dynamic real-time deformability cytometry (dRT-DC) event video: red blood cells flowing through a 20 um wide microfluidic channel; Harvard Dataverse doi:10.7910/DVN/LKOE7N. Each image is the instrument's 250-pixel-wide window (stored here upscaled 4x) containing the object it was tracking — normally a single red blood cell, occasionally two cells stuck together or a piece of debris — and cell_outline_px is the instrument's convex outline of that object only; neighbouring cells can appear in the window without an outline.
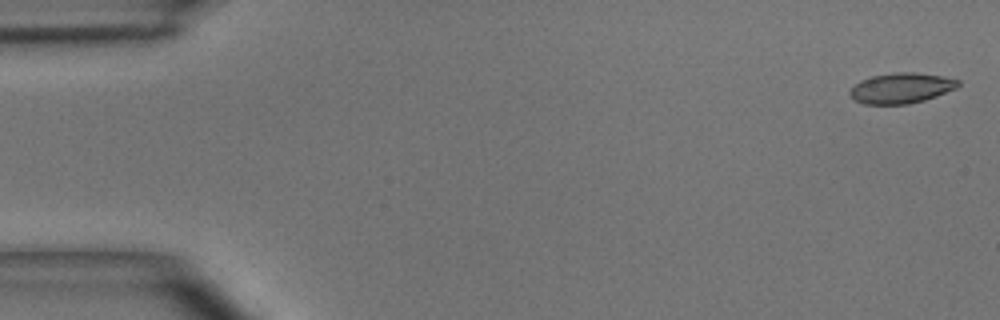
{"species": "common noctule bat (a hibernating species)", "species_latin": "Nyctalus noctula", "temperature_condition": "room temperature", "stored_images_in_passage": 49, "camera_frame_rate_fps": 3000, "um_per_image_px": 0.085, "animal": {"sex": "male", "body_mass_g": 15.6}, "frame": {"image": 1, "passage_image": 1, "time_ms": 0.0, "image_size_px": [1000, 320], "cell_outline_px": [[960, 84], [956, 88], [936, 96], [924, 100], [908, 104], [864, 104], [856, 100], [848, 92], [860, 80], [872, 76], [892, 72], [916, 72], [940, 76], [960, 80]], "centroid_in_image_um": [76.61, 7.48], "position_along_channel_um": 8.4, "area_um2": 19.07}}
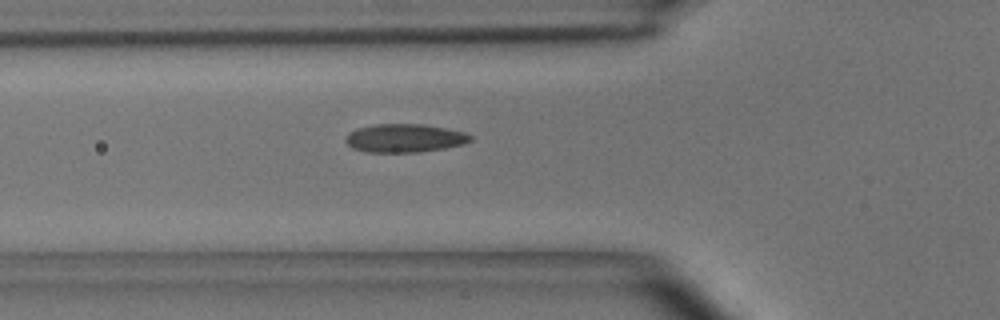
{"frame": {"image": 2, "passage_image": 17, "time_ms": 5.333, "image_size_px": [1000, 320], "cell_outline_px": [[472, 140], [464, 144], [444, 148], [420, 152], [364, 152], [352, 148], [344, 140], [348, 132], [356, 128], [376, 124], [424, 124], [464, 132], [472, 136]], "centroid_in_image_um": [34.36, 11.74], "position_along_channel_um": 91.4, "area_um2": 20.75}}
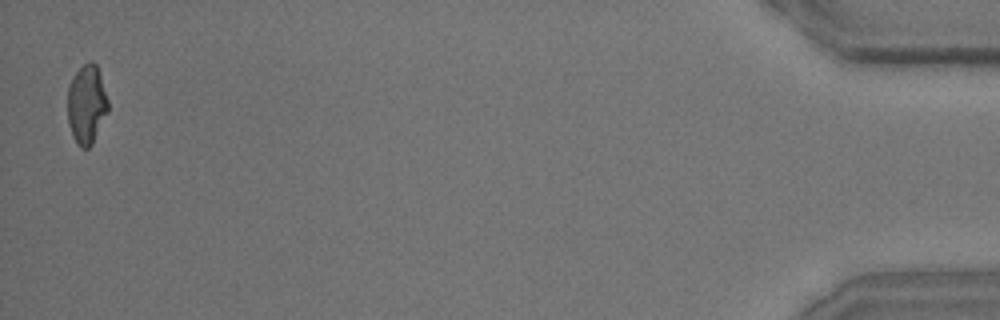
{"frame": {"image": 3, "passage_image": 49, "time_ms": 16.0, "image_size_px": [1000, 320], "cell_outline_px": [[108, 112], [92, 144], [88, 148], [80, 148], [76, 144], [72, 136], [68, 124], [68, 84], [72, 76], [88, 60], [92, 60], [96, 64], [108, 100]], "centroid_in_image_um": [7.35, 8.89], "position_along_channel_um": 427.9, "area_um2": 18.79}, "authors_computed_cell_mechanics": {"area_um2": 19.5364, "velocity_mm_per_s": 3.9868, "shape_relaxation_time_tau1_ms": 5.1575, "shape_relaxation_time_tau2_ms": 1.6798, "deformation_change_tau1": 0.1577, "deformation_change_tau2": 0.0688}}